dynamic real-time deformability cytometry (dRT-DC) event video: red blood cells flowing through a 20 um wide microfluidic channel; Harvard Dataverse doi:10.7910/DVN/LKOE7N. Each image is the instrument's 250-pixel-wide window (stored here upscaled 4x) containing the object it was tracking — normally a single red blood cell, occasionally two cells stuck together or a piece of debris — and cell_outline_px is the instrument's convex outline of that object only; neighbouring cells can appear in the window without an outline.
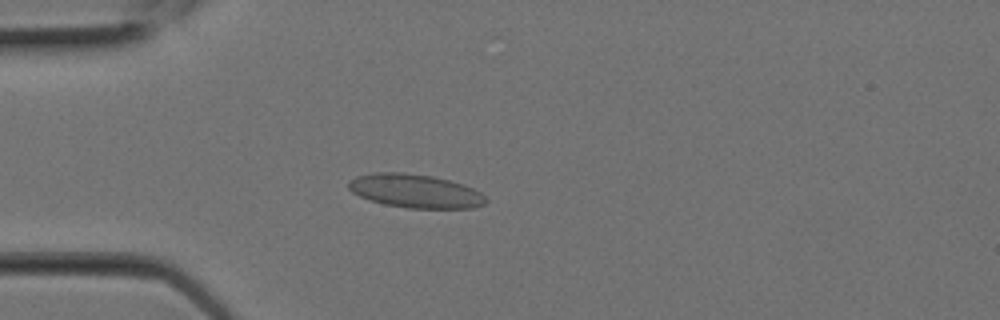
{"species": "Egyptian fruit bat (a non-hibernating species)", "species_latin": "Rousettus aegyptiacus", "temperature_condition": "room temperature", "stored_images_in_passage": 7, "camera_frame_rate_fps": 3000, "um_per_image_px": 0.085, "animal": {"sex": "female"}, "frame": {"image": 1, "passage_image": 5, "time_ms": 1.333, "image_size_px": [1000, 320], "cell_outline_px": [[488, 200], [484, 204], [472, 208], [408, 208], [384, 204], [368, 200], [352, 192], [348, 188], [348, 180], [356, 176], [372, 172], [404, 172], [432, 176], [464, 184], [480, 192]], "centroid_in_image_um": [35.26, 16.23], "position_along_channel_um": 49.7, "area_um2": 27.05}}
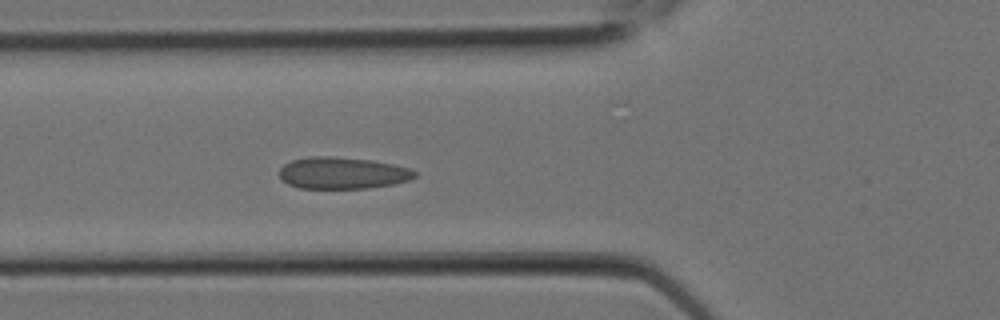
{"frame": {"image": 2, "passage_image": 7, "time_ms": 2.0, "image_size_px": [1000, 320], "cell_outline_px": [[416, 176], [408, 180], [392, 184], [368, 188], [300, 188], [288, 184], [280, 176], [280, 168], [284, 164], [292, 160], [308, 156], [332, 156], [372, 160], [392, 164], [408, 168], [416, 172]], "centroid_in_image_um": [29.09, 14.7], "position_along_channel_um": 96.7, "area_um2": 24.91}}